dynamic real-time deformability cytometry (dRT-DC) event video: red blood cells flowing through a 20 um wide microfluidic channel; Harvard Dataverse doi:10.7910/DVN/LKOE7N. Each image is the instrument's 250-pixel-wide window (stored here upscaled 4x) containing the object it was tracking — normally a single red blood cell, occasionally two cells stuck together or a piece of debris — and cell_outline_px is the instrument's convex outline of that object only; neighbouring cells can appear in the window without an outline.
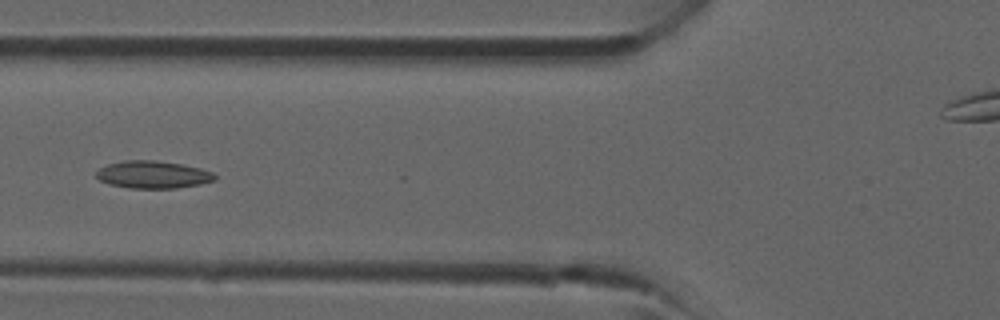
{"species": "common noctule bat (a hibernating species)", "species_latin": "Nyctalus noctula", "temperature_condition": "room temperature", "stored_images_in_passage": 12, "camera_frame_rate_fps": 3000, "um_per_image_px": 0.085, "animal": {"sex": "male", "forearm_length_mm": 52.5}, "frame": {"image": 1, "passage_image": 8, "time_ms": 2.333, "image_size_px": [1000, 320], "cell_outline_px": [[216, 180], [200, 184], [176, 188], [128, 188], [108, 184], [100, 180], [96, 176], [96, 172], [100, 168], [108, 164], [124, 160], [156, 160], [180, 164], [200, 168], [212, 172], [216, 176]], "centroid_in_image_um": [12.99, 14.84], "position_along_channel_um": 112.8, "area_um2": 18.96}}
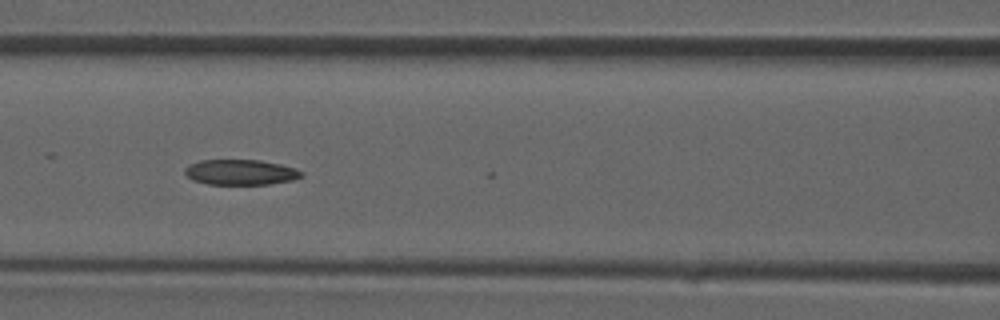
{"frame": {"image": 2, "passage_image": 10, "time_ms": 3.0, "image_size_px": [1000, 320], "cell_outline_px": [[304, 176], [292, 180], [268, 184], [208, 184], [192, 180], [184, 172], [184, 168], [188, 164], [200, 160], [260, 160], [280, 164], [296, 168], [304, 172]], "centroid_in_image_um": [20.45, 14.63], "position_along_channel_um": 146.1, "area_um2": 17.34}}